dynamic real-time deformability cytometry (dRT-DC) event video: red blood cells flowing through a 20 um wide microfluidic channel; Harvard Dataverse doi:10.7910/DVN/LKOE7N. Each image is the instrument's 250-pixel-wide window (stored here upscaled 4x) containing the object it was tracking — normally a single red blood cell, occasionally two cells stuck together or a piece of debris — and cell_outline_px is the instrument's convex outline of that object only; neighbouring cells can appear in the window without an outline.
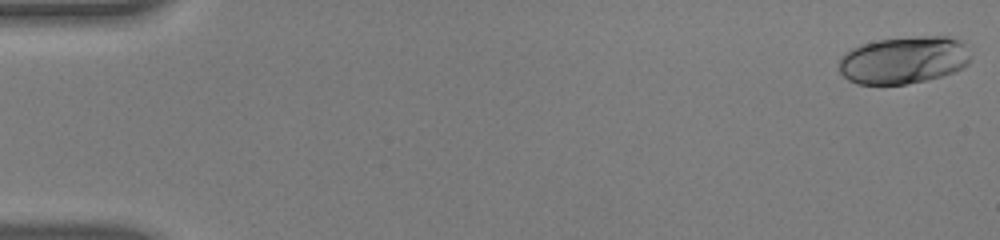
{"species": "human", "species_latin": "Homo sapiens", "temperature_condition": "warm", "stored_images_in_passage": 55, "camera_frame_rate_fps": 3000, "um_per_image_px": 0.085, "donor": {"sex": "male"}, "frame": {"image": 1, "passage_image": 1, "time_ms": 0.0, "image_size_px": [1000, 240], "cell_outline_px": [[968, 64], [964, 68], [944, 76], [904, 84], [856, 84], [848, 80], [840, 72], [840, 56], [852, 48], [860, 44], [880, 40], [912, 36], [948, 36], [960, 40], [964, 44], [968, 56]], "centroid_in_image_um": [76.8, 5.1], "position_along_channel_um": 8.2, "area_um2": 36.36}}
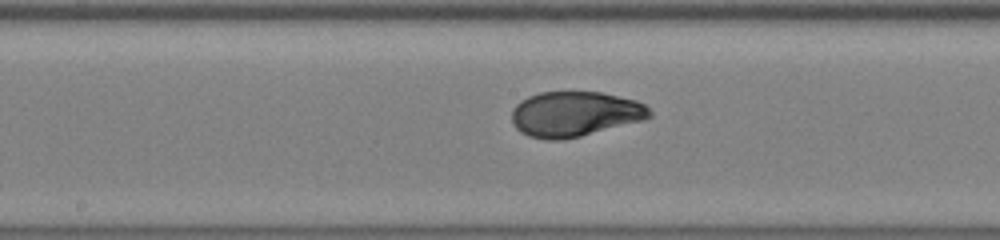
{"frame": {"image": 2, "passage_image": 29, "time_ms": 9.333, "image_size_px": [1000, 240], "cell_outline_px": [[652, 116], [644, 120], [564, 140], [548, 140], [528, 136], [520, 132], [512, 124], [512, 108], [520, 100], [528, 96], [540, 92], [604, 92], [636, 100], [644, 104], [652, 112]], "centroid_in_image_um": [48.85, 9.69], "position_along_channel_um": 199.4, "area_um2": 36.53}}
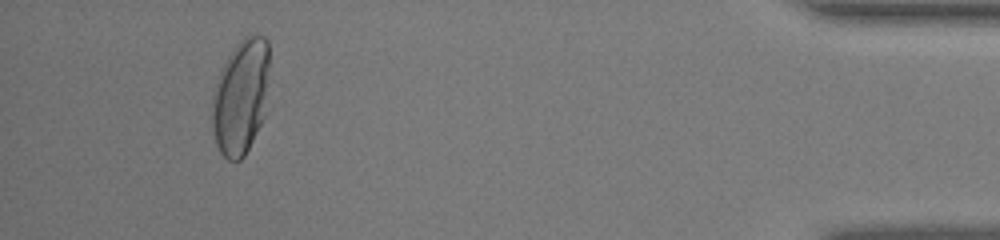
{"frame": {"image": 3, "passage_image": 51, "time_ms": 16.667, "image_size_px": [1000, 240], "cell_outline_px": [[268, 68], [264, 116], [244, 156], [240, 160], [228, 160], [220, 152], [216, 144], [212, 124], [212, 100], [216, 84], [220, 72], [228, 56], [236, 44], [244, 36], [256, 32], [264, 36], [268, 40]], "centroid_in_image_um": [20.46, 8.19], "position_along_channel_um": 414.7, "area_um2": 38.09}, "authors_computed_cell_mechanics": {"area_um2": 36.1828, "velocity_mm_per_s": 3.8011, "shape_relaxation_time_tau1_ms": 5.2732, "shape_relaxation_time_tau2_ms": null, "deformation_change_tau1": 0.242, "deformation_change_tau2": null}}